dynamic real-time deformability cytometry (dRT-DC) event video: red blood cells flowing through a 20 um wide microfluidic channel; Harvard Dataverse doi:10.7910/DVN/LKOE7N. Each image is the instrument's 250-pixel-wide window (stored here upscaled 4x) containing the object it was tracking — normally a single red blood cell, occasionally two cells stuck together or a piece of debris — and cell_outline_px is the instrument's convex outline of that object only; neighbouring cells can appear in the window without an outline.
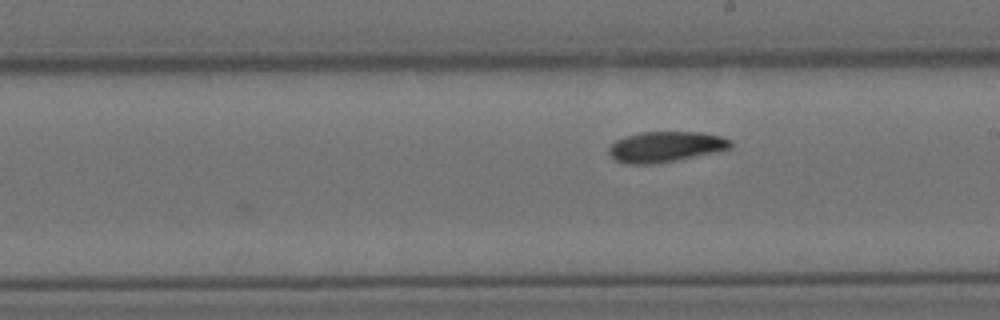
{"species": "Egyptian fruit bat (a non-hibernating species)", "species_latin": "Rousettus aegyptiacus", "temperature_condition": "cold", "stored_images_in_passage": 8, "camera_frame_rate_fps": 3000, "um_per_image_px": 0.085, "animal": {"sex": "female"}, "frame": {"image": 1, "passage_image": 8, "time_ms": 8.0, "image_size_px": [1000, 320], "cell_outline_px": [[732, 148], [716, 152], [652, 164], [628, 164], [616, 160], [608, 152], [608, 148], [616, 140], [640, 132], [700, 132], [720, 136], [732, 140]], "centroid_in_image_um": [56.59, 12.47], "position_along_channel_um": 232.4, "area_um2": 21.44}}